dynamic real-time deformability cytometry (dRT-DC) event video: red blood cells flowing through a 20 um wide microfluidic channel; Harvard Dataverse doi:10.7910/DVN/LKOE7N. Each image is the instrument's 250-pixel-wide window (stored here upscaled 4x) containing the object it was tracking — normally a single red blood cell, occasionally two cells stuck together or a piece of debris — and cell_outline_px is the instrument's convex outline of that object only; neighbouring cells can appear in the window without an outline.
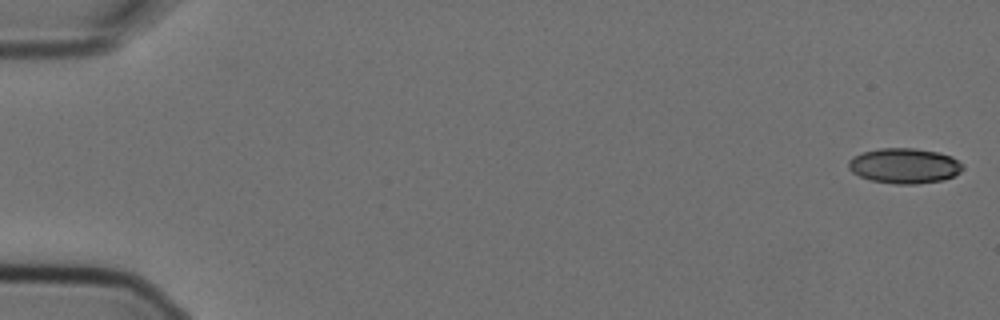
{"species": "Egyptian fruit bat (a non-hibernating species)", "species_latin": "Rousettus aegyptiacus", "temperature_condition": "cold", "stored_images_in_passage": 6, "camera_frame_rate_fps": 3000, "um_per_image_px": 0.085, "animal": {"sex": "female"}, "frame": {"image": 1, "passage_image": 1, "time_ms": 0.0, "image_size_px": [1000, 320], "cell_outline_px": [[964, 168], [960, 172], [944, 180], [916, 184], [896, 184], [868, 180], [852, 172], [848, 168], [848, 160], [852, 156], [864, 152], [880, 148], [916, 148], [936, 152], [952, 156], [964, 164]], "centroid_in_image_um": [76.87, 14.09], "position_along_channel_um": 8.1, "area_um2": 23.64}}
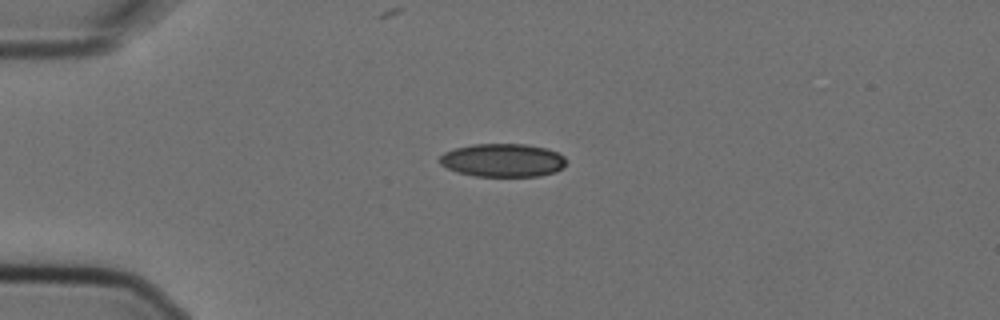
{"frame": {"image": 2, "passage_image": 4, "time_ms": 1.0, "image_size_px": [1000, 320], "cell_outline_px": [[564, 168], [556, 172], [540, 176], [476, 176], [456, 172], [440, 164], [440, 156], [444, 152], [456, 148], [472, 144], [524, 144], [544, 148], [556, 152], [564, 156]], "centroid_in_image_um": [42.73, 13.63], "position_along_channel_um": 42.3, "area_um2": 24.45}}
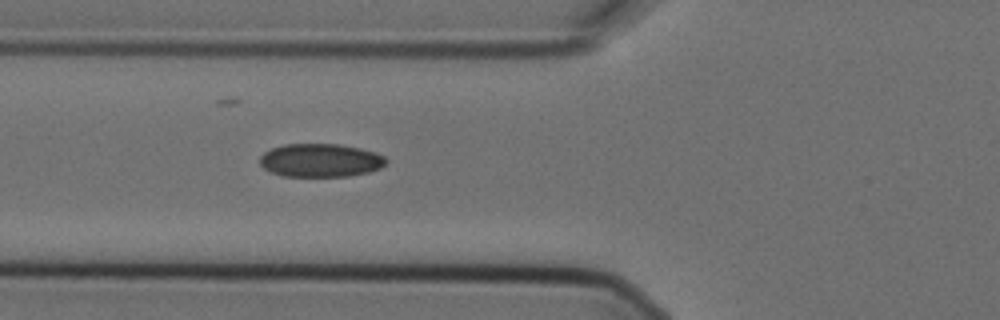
{"frame": {"image": 3, "passage_image": 6, "time_ms": 1.667, "image_size_px": [1000, 320], "cell_outline_px": [[388, 160], [380, 168], [368, 172], [348, 176], [284, 176], [272, 172], [264, 168], [260, 164], [260, 156], [264, 152], [272, 148], [284, 144], [340, 144], [360, 148], [376, 152], [384, 156]], "centroid_in_image_um": [27.25, 13.62], "position_along_channel_um": 98.6, "area_um2": 24.51}}